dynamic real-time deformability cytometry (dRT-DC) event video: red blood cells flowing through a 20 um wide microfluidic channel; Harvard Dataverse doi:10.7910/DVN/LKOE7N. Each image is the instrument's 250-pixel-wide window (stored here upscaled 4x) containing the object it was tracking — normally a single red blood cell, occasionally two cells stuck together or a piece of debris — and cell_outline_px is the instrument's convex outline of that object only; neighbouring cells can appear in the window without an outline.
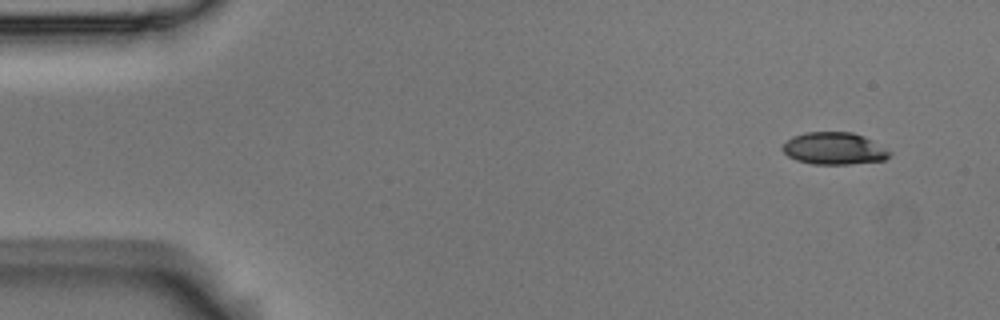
{"species": "Egyptian fruit bat (a non-hibernating species)", "species_latin": "Rousettus aegyptiacus", "temperature_condition": "room temperature", "stored_images_in_passage": 4, "camera_frame_rate_fps": 3000, "um_per_image_px": 0.085, "animal": {"sex": "male"}, "frame": {"image": 1, "passage_image": 1, "time_ms": 0.0, "image_size_px": [1000, 320], "cell_outline_px": [[892, 152], [884, 160], [848, 164], [812, 164], [796, 160], [788, 156], [780, 148], [792, 136], [808, 132], [852, 132], [864, 136]], "centroid_in_image_um": [70.87, 12.62], "position_along_channel_um": 14.1, "area_um2": 19.94}}
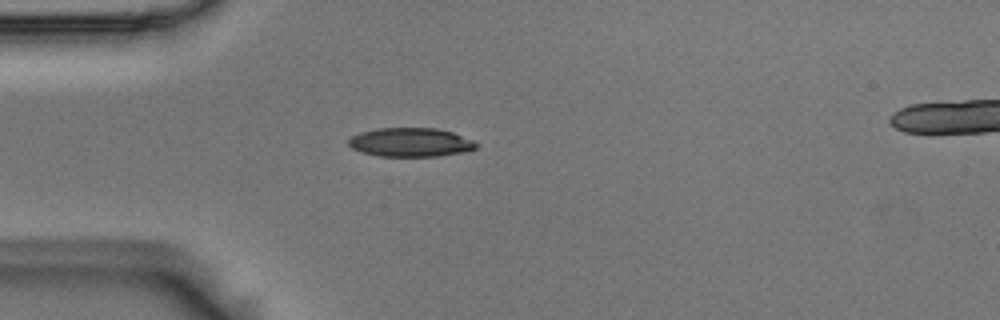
{"frame": {"image": 2, "passage_image": 3, "time_ms": 0.667, "image_size_px": [1000, 320], "cell_outline_px": [[480, 144], [476, 148], [468, 152], [440, 156], [380, 156], [364, 152], [352, 148], [348, 144], [348, 140], [352, 136], [360, 132], [376, 128], [436, 128], [452, 132], [472, 140]], "centroid_in_image_um": [34.94, 12.1], "position_along_channel_um": 50.1, "area_um2": 21.56}}